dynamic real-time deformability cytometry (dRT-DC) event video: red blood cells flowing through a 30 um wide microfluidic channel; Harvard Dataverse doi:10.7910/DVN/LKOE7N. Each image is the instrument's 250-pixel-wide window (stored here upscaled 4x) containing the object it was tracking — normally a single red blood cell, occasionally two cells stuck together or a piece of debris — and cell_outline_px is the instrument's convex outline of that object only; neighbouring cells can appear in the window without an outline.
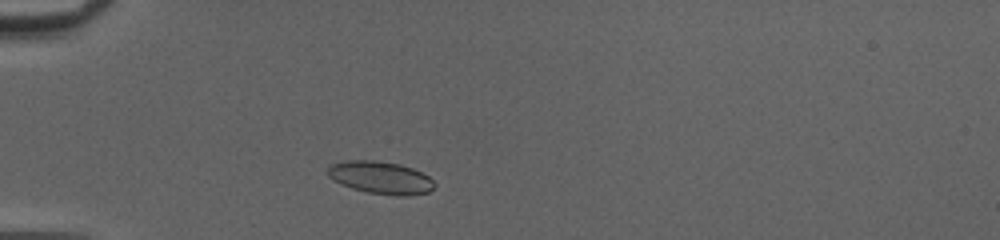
{"species": "common noctule bat (a hibernating species)", "species_latin": "Nyctalus noctula", "temperature_condition": "cold", "stored_images_in_passage": 40, "camera_frame_rate_fps": 3000, "um_per_image_px": 0.085, "animal": {"sex": "female", "body_mass_g": 20.0, "forearm_length_mm": 54.0}, "frame": {"image": 1, "passage_image": 5, "time_ms": 1.333, "image_size_px": [1000, 240], "cell_outline_px": [[436, 188], [428, 192], [408, 196], [396, 196], [368, 192], [352, 188], [340, 184], [332, 180], [324, 172], [328, 164], [348, 160], [376, 160], [400, 164], [412, 168], [428, 176], [436, 184]], "centroid_in_image_um": [32.31, 15.09], "position_along_channel_um": 52.7, "area_um2": 20.63}}
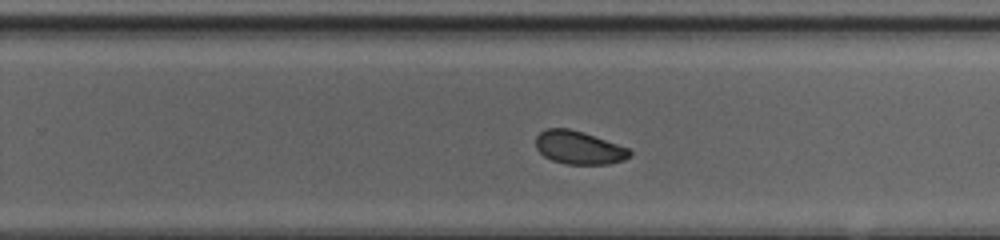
{"frame": {"image": 2, "passage_image": 23, "time_ms": 7.333, "image_size_px": [1000, 240], "cell_outline_px": [[632, 152], [624, 160], [608, 164], [564, 164], [552, 160], [544, 156], [536, 148], [536, 136], [540, 132], [548, 128], [568, 128], [584, 132], [628, 148]], "centroid_in_image_um": [49.18, 12.55], "position_along_channel_um": 280.6, "area_um2": 18.09}}
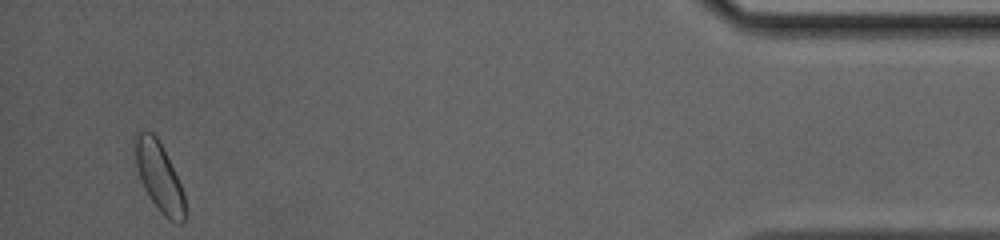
{"frame": {"image": 3, "passage_image": 38, "time_ms": 12.333, "image_size_px": [1000, 240], "cell_outline_px": [[184, 224], [176, 224], [168, 220], [160, 212], [144, 188], [136, 164], [136, 136], [140, 132], [152, 132], [156, 136], [180, 184], [184, 196]], "centroid_in_image_um": [13.55, 15.11], "position_along_channel_um": 421.7, "area_um2": 19.13}, "authors_computed_cell_mechanics": {"area_um2": 18.9584, "velocity_mm_per_s": 4.1357, "shape_relaxation_time_tau1_ms": 4.1264, "shape_relaxation_time_tau2_ms": 3.3011, "deformation_change_tau1": 0.1041, "deformation_change_tau2": 0.0716}}